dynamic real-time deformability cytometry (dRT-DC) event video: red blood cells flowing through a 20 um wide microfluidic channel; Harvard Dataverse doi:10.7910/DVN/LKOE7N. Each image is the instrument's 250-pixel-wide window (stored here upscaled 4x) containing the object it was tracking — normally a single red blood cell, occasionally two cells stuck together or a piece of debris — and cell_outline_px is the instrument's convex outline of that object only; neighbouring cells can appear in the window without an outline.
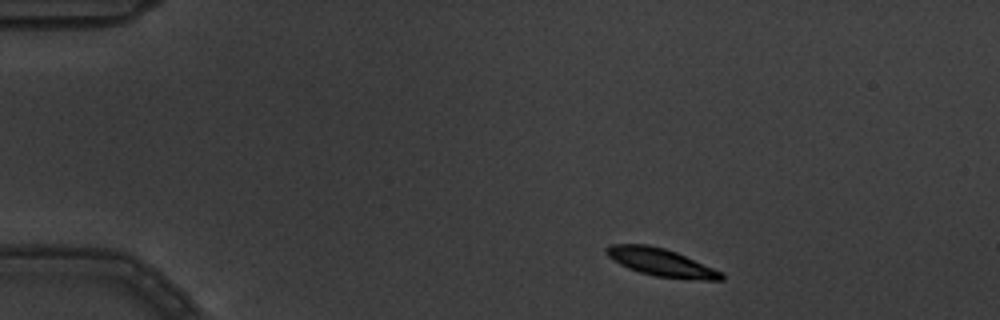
{"species": "common noctule bat (a hibernating species)", "species_latin": "Nyctalus noctula", "temperature_condition": "warm", "stored_images_in_passage": 4, "camera_frame_rate_fps": 3000, "um_per_image_px": 0.085, "animal": {"sex": "male", "body_mass_g": 19.5, "forearm_length_mm": 54.6}, "frame": {"image": 1, "passage_image": 1, "time_ms": 0.0, "image_size_px": [1000, 320], "cell_outline_px": [[724, 280], [704, 280], [656, 276], [640, 272], [628, 268], [620, 264], [608, 256], [604, 252], [604, 248], [608, 244], [648, 244], [664, 248], [676, 252], [724, 272]], "centroid_in_image_um": [56.19, 22.29], "position_along_channel_um": 28.8, "area_um2": 18.61}}